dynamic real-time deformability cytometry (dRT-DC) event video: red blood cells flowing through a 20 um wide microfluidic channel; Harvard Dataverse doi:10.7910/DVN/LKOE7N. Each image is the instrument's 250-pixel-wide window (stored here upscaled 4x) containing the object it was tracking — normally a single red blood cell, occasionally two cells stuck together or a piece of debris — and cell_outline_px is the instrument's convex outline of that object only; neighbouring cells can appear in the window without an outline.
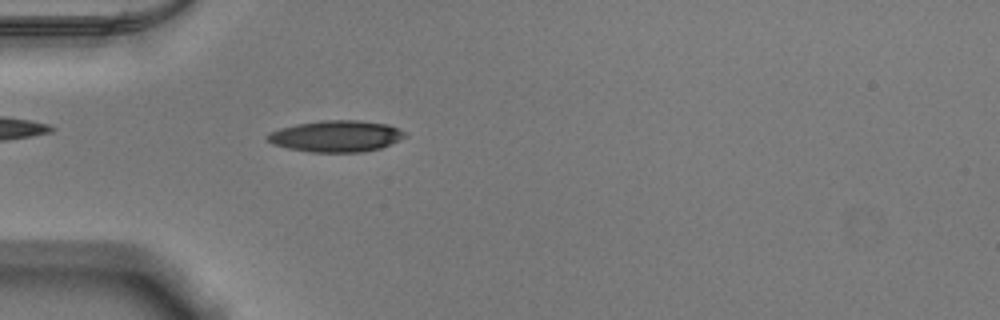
{"species": "Egyptian fruit bat (a non-hibernating species)", "species_latin": "Rousettus aegyptiacus", "temperature_condition": "warm", "stored_images_in_passage": 44, "camera_frame_rate_fps": 3000, "um_per_image_px": 0.085, "animal": {"sex": "male"}, "frame": {"image": 1, "passage_image": 8, "time_ms": 2.333, "image_size_px": [1000, 320], "cell_outline_px": [[408, 136], [400, 140], [380, 148], [364, 152], [308, 152], [288, 148], [272, 144], [268, 140], [268, 132], [280, 128], [296, 124], [324, 120], [356, 120], [388, 124], [404, 132]], "centroid_in_image_um": [28.57, 11.58], "position_along_channel_um": 56.4, "area_um2": 25.14}}
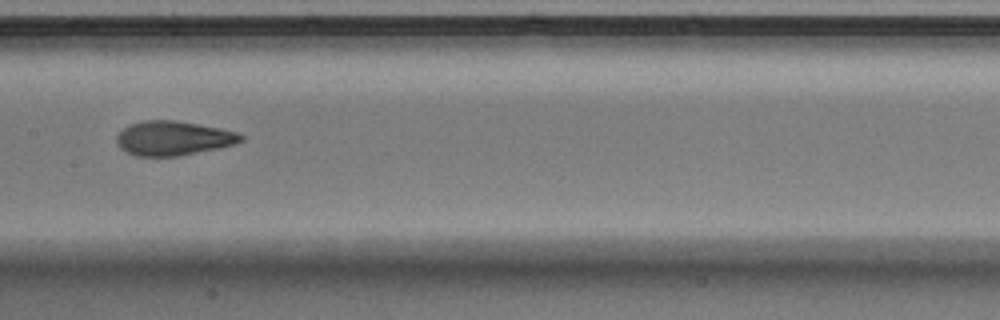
{"frame": {"image": 2, "passage_image": 19, "time_ms": 6.0, "image_size_px": [1000, 320], "cell_outline_px": [[244, 140], [236, 144], [220, 148], [176, 156], [136, 156], [120, 148], [116, 144], [116, 136], [128, 124], [144, 120], [176, 120], [220, 128], [236, 132], [244, 136]], "centroid_in_image_um": [14.73, 11.74], "position_along_channel_um": 192.7, "area_um2": 24.97}}
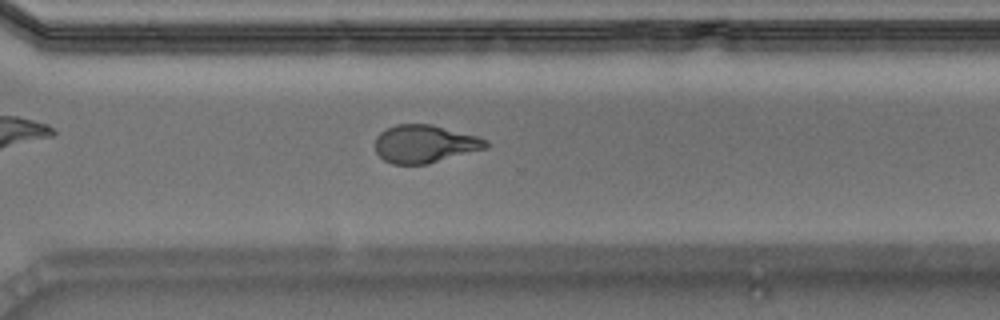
{"frame": {"image": 3, "passage_image": 30, "time_ms": 9.667, "image_size_px": [1000, 320], "cell_outline_px": [[488, 148], [428, 164], [392, 164], [384, 160], [376, 152], [376, 136], [384, 128], [396, 124], [432, 124], [480, 136], [488, 140]], "centroid_in_image_um": [36.13, 12.22], "position_along_channel_um": 334.5, "area_um2": 24.8}, "authors_computed_cell_mechanics": {"area_um2": 24.9696, "velocity_mm_per_s": 3.8781, "shape_relaxation_time_tau1_ms": 3.8852, "shape_relaxation_time_tau2_ms": 1.832, "deformation_change_tau1": 0.1814, "deformation_change_tau2": 0.097}}